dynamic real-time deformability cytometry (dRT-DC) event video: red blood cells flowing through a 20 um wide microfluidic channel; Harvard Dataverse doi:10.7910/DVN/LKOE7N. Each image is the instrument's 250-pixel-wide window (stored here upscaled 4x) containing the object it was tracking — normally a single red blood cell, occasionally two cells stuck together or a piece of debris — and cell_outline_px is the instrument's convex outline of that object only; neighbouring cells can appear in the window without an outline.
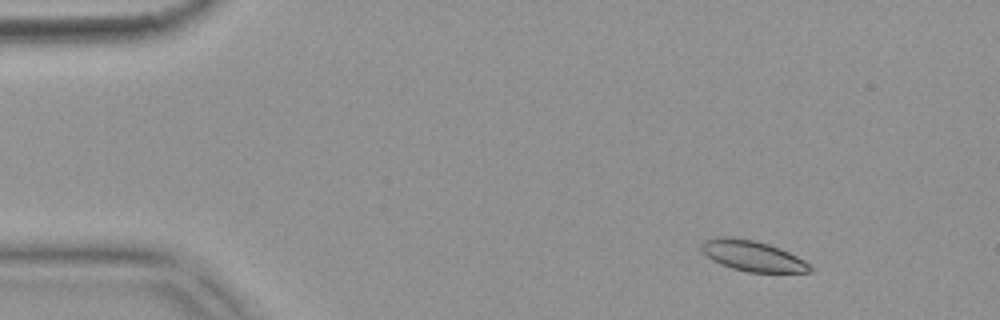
{"species": "common noctule bat (a hibernating species)", "species_latin": "Nyctalus noctula", "temperature_condition": "warm", "stored_images_in_passage": 4, "camera_frame_rate_fps": 3000, "um_per_image_px": 0.085, "animal": {"sex": "female", "body_mass_g": 18.4}, "frame": {"image": 1, "passage_image": 1, "time_ms": 0.0, "image_size_px": [1000, 320], "cell_outline_px": [[812, 272], [748, 272], [732, 268], [720, 264], [712, 260], [700, 248], [700, 244], [704, 240], [716, 236], [732, 236], [756, 240], [780, 248], [804, 260], [812, 268]], "centroid_in_image_um": [63.92, 21.73], "position_along_channel_um": 21.1, "area_um2": 19.42}}
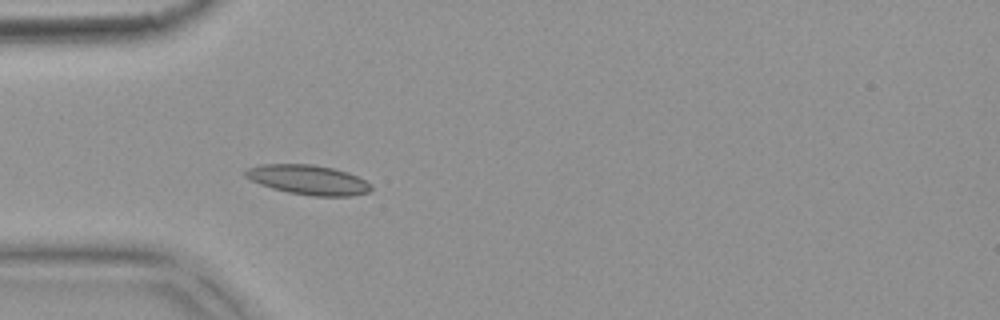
{"frame": {"image": 2, "passage_image": 4, "time_ms": 1.0, "image_size_px": [1000, 320], "cell_outline_px": [[372, 188], [368, 192], [352, 196], [312, 196], [288, 192], [272, 188], [260, 184], [244, 176], [244, 172], [248, 168], [260, 164], [312, 164], [332, 168], [348, 172], [372, 184]], "centroid_in_image_um": [26.2, 15.28], "position_along_channel_um": 58.8, "area_um2": 21.68}}